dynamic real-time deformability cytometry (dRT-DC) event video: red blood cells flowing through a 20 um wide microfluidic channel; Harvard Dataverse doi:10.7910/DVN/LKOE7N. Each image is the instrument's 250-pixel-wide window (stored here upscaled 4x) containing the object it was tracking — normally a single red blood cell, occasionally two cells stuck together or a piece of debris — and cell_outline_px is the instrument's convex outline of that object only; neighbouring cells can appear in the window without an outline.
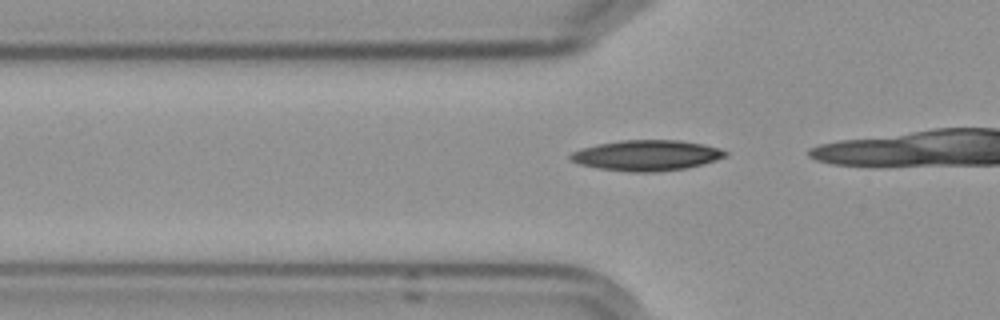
{"species": "Egyptian fruit bat (a non-hibernating species)", "species_latin": "Rousettus aegyptiacus", "temperature_condition": "cold", "stored_images_in_passage": 8, "camera_frame_rate_fps": 3000, "um_per_image_px": 0.085, "frame": {"image": 1, "passage_image": 3, "time_ms": 0.667, "image_size_px": [1000, 320], "cell_outline_px": [[728, 156], [704, 164], [684, 168], [656, 172], [628, 172], [600, 168], [580, 164], [572, 160], [568, 156], [572, 152], [580, 148], [596, 144], [620, 140], [680, 140], [704, 144], [720, 148], [728, 152]], "centroid_in_image_um": [54.99, 13.2], "position_along_channel_um": 70.8, "area_um2": 27.74}}
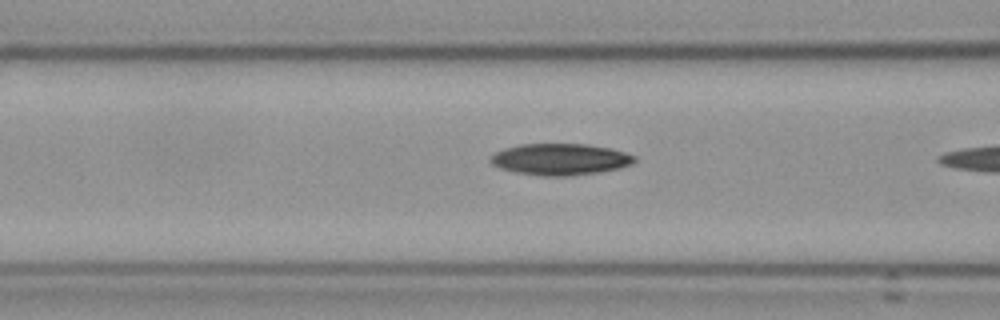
{"frame": {"image": 2, "passage_image": 7, "time_ms": 2.0, "image_size_px": [1000, 320], "cell_outline_px": [[636, 160], [632, 164], [620, 168], [600, 172], [564, 176], [544, 176], [516, 172], [500, 168], [492, 164], [488, 160], [496, 152], [504, 148], [520, 144], [588, 144], [612, 148], [636, 156]], "centroid_in_image_um": [47.64, 13.53], "position_along_channel_um": 119.0, "area_um2": 26.47}}